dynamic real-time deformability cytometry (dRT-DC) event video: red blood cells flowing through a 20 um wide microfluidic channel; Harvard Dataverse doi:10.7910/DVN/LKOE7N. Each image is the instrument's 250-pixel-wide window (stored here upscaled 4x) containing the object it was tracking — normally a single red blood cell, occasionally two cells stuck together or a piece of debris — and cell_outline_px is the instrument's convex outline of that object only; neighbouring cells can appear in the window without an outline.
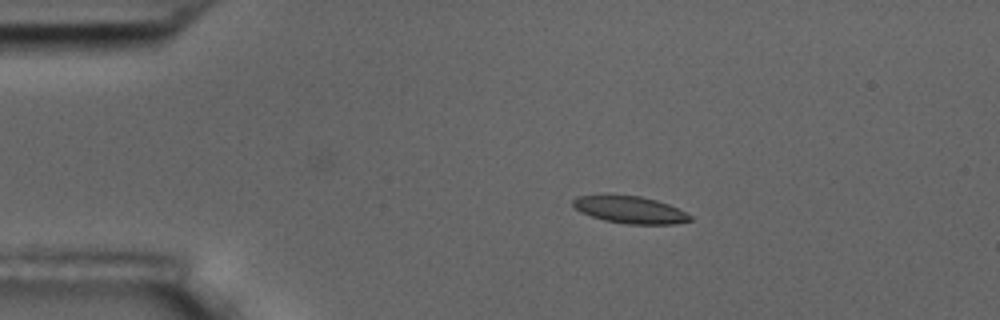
{"species": "common noctule bat (a hibernating species)", "species_latin": "Nyctalus noctula", "temperature_condition": "room temperature", "stored_images_in_passage": 8, "camera_frame_rate_fps": 3000, "um_per_image_px": 0.085, "animal": {"sex": "male", "body_mass_g": 17.5, "forearm_length_mm": 52.3}, "frame": {"image": 1, "passage_image": 3, "time_ms": 2.333, "image_size_px": [1000, 320], "cell_outline_px": [[692, 220], [676, 224], [628, 224], [604, 220], [580, 212], [572, 204], [572, 200], [576, 196], [640, 196], [656, 200], [668, 204], [692, 216]], "centroid_in_image_um": [53.57, 17.85], "position_along_channel_um": 31.4, "area_um2": 18.15}}
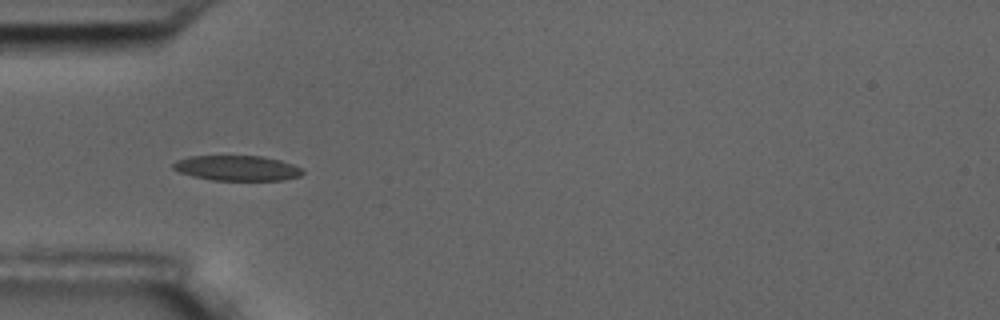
{"frame": {"image": 2, "passage_image": 5, "time_ms": 4.667, "image_size_px": [1000, 320], "cell_outline_px": [[304, 172], [300, 176], [284, 180], [212, 180], [192, 176], [180, 172], [172, 168], [172, 164], [176, 160], [188, 156], [260, 156], [280, 160], [292, 164], [300, 168]], "centroid_in_image_um": [20.12, 14.29], "position_along_channel_um": 64.9, "area_um2": 18.96}}
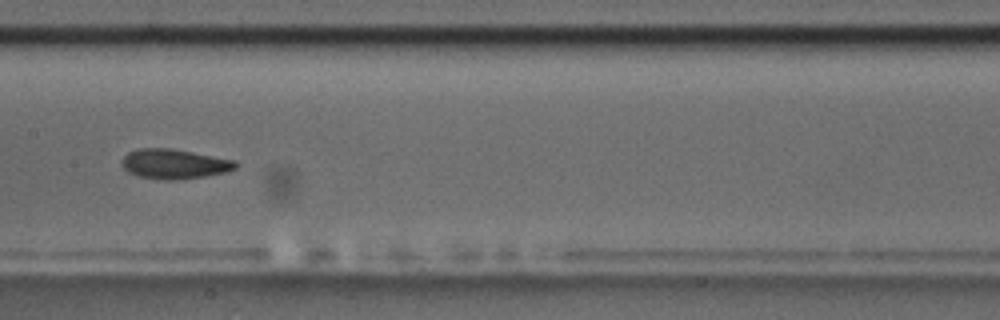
{"frame": {"image": 3, "passage_image": 8, "time_ms": 8.333, "image_size_px": [1000, 320], "cell_outline_px": [[236, 168], [224, 172], [204, 176], [176, 180], [164, 180], [140, 176], [128, 172], [124, 168], [120, 160], [128, 152], [140, 148], [168, 148], [192, 152], [236, 160]], "centroid_in_image_um": [14.78, 13.93], "position_along_channel_um": 192.6, "area_um2": 19.54}}